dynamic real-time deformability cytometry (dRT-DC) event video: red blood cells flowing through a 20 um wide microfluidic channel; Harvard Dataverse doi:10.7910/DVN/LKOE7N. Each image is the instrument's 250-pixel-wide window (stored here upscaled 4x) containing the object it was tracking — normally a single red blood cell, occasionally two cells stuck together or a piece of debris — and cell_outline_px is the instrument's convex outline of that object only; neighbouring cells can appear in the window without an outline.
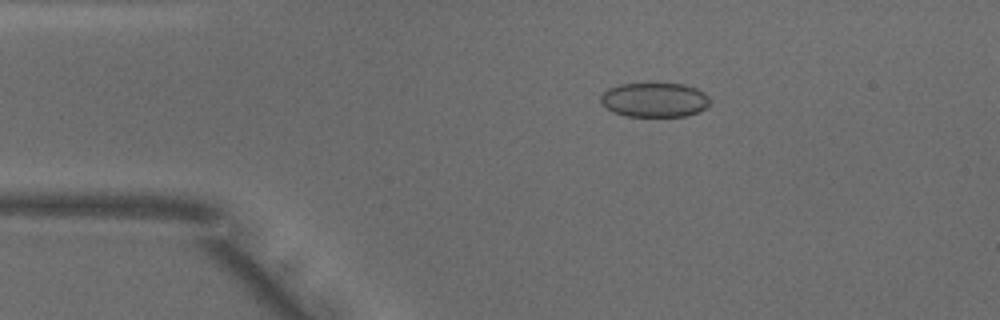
{"species": "common noctule bat (a hibernating species)", "species_latin": "Nyctalus noctula", "temperature_condition": "warm", "stored_images_in_passage": 26, "camera_frame_rate_fps": 3000, "um_per_image_px": 0.085, "animal": {"sex": "male", "body_mass_g": 18.8}, "frame": {"image": 1, "passage_image": 9, "time_ms": 2.667, "image_size_px": [1000, 320], "cell_outline_px": [[712, 100], [704, 108], [696, 112], [684, 116], [628, 116], [612, 112], [600, 100], [600, 96], [608, 88], [620, 84], [684, 84], [696, 88], [704, 92]], "centroid_in_image_um": [55.64, 8.48], "position_along_channel_um": 29.4, "area_um2": 21.73}}
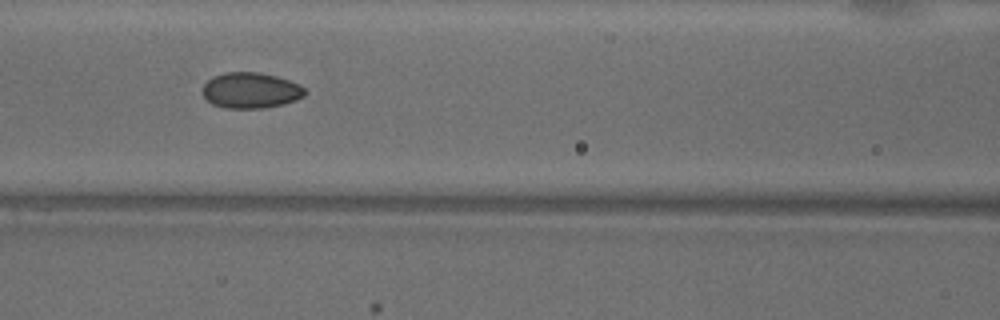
{"frame": {"image": 2, "passage_image": 21, "time_ms": 6.667, "image_size_px": [1000, 320], "cell_outline_px": [[308, 92], [304, 96], [296, 100], [264, 108], [224, 108], [212, 104], [204, 96], [204, 84], [212, 76], [224, 72], [260, 72], [276, 76], [300, 84]], "centroid_in_image_um": [21.32, 7.67], "position_along_channel_um": 145.3, "area_um2": 21.33}}
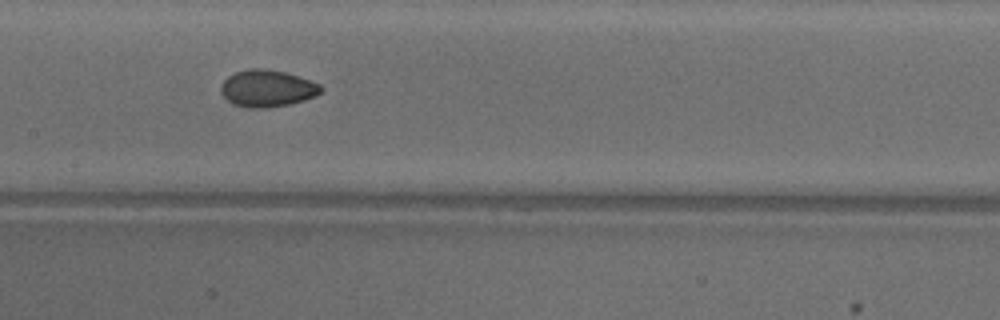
{"frame": {"image": 3, "passage_image": 24, "time_ms": 7.667, "image_size_px": [1000, 320], "cell_outline_px": [[324, 88], [320, 92], [304, 100], [288, 104], [264, 108], [248, 108], [232, 104], [220, 92], [220, 84], [228, 76], [236, 72], [248, 68], [264, 68], [284, 72], [320, 84]], "centroid_in_image_um": [22.66, 7.51], "position_along_channel_um": 184.7, "area_um2": 21.39}}